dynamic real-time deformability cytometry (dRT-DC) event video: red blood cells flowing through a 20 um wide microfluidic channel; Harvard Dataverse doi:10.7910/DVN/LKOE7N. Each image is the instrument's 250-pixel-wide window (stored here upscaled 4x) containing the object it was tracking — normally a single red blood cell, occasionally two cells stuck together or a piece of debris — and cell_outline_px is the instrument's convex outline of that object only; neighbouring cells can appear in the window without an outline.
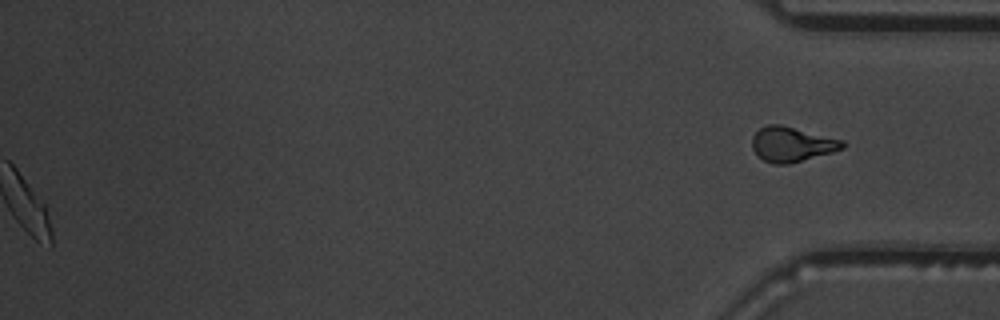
{"species": "common noctule bat (a hibernating species)", "species_latin": "Nyctalus noctula", "temperature_condition": "warm", "stored_images_in_passage": 52, "segment_of_instrument_passage": [2, 2], "camera_frame_rate_fps": 3000, "um_per_image_px": 0.085, "animal": {"sex": "male", "body_mass_g": 19.5, "forearm_length_mm": 54.6}, "frame": {"image": 1, "passage_image": 52, "time_ms": 17.0, "image_size_px": [1000, 320], "cell_outline_px": [[844, 148], [832, 152], [788, 164], [772, 164], [764, 160], [752, 148], [752, 136], [760, 128], [768, 124], [780, 124], [844, 140]], "centroid_in_image_um": [67.3, 12.25], "position_along_channel_um": 367.9, "area_um2": 18.21}}